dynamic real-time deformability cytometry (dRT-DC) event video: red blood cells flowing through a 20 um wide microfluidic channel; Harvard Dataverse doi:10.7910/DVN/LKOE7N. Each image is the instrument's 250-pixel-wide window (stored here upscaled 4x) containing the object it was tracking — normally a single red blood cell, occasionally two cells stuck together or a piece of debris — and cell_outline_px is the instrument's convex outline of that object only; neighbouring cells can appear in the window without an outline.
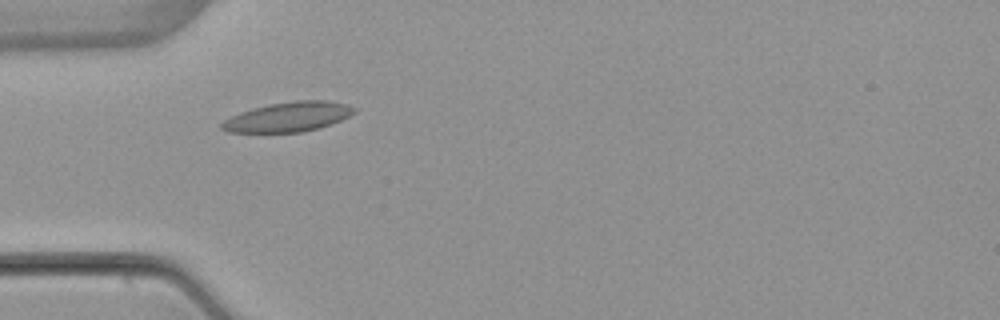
{"species": "common noctule bat (a hibernating species)", "species_latin": "Nyctalus noctula", "temperature_condition": "warm", "stored_images_in_passage": 1, "camera_frame_rate_fps": 3000, "um_per_image_px": 0.085, "animal": {"sex": "female", "body_mass_g": 22.7, "forearm_length_mm": 54.2}, "frame": {"image": 1, "passage_image": 1, "time_ms": 0.0, "image_size_px": [1000, 320], "cell_outline_px": [[356, 112], [332, 124], [320, 128], [304, 132], [228, 132], [220, 128], [220, 124], [224, 120], [240, 112], [252, 108], [268, 104], [296, 100], [328, 100], [348, 104], [356, 108]], "centroid_in_image_um": [24.52, 9.93], "position_along_channel_um": 60.5, "area_um2": 23.06}}